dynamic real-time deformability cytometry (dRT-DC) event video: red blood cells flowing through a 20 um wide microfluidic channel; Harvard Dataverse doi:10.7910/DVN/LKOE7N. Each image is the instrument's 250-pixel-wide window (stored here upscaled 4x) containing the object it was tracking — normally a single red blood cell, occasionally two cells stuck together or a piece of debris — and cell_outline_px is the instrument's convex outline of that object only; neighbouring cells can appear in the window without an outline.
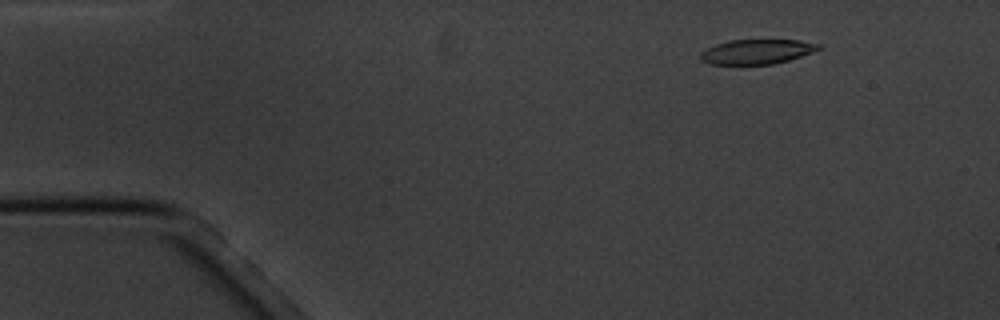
{"species": "common noctule bat (a hibernating species)", "species_latin": "Nyctalus noctula", "temperature_condition": "cold", "stored_images_in_passage": 16, "camera_frame_rate_fps": 3000, "um_per_image_px": 0.085, "animal": {"sex": "male", "body_mass_g": 20.1, "forearm_length_mm": 53.5}, "frame": {"image": 1, "passage_image": 2, "time_ms": 2.0, "image_size_px": [1000, 320], "cell_outline_px": [[820, 48], [812, 52], [788, 60], [772, 64], [712, 64], [700, 60], [700, 52], [716, 44], [728, 40], [800, 40], [820, 44]], "centroid_in_image_um": [64.3, 4.38], "position_along_channel_um": 20.7, "area_um2": 16.82}}
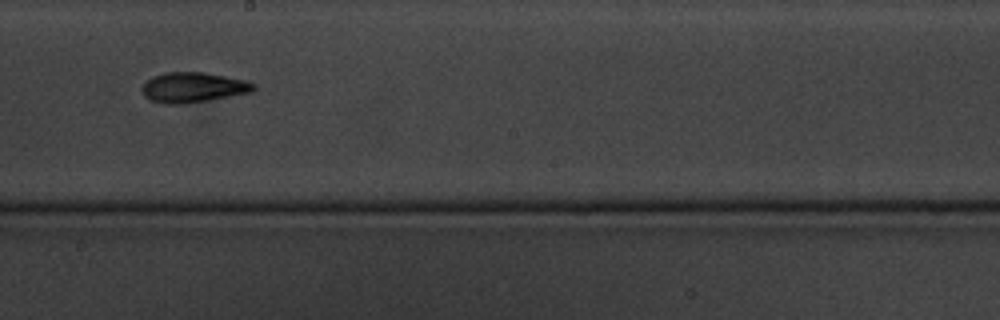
{"frame": {"image": 2, "passage_image": 9, "time_ms": 10.333, "image_size_px": [1000, 320], "cell_outline_px": [[256, 88], [252, 92], [180, 104], [168, 104], [148, 100], [144, 96], [140, 88], [152, 76], [164, 72], [204, 72], [248, 80], [256, 84]], "centroid_in_image_um": [16.4, 7.41], "position_along_channel_um": 231.8, "area_um2": 19.59}}
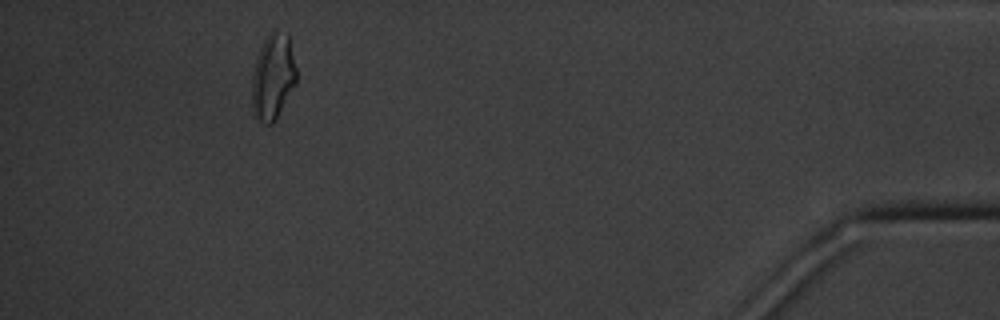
{"frame": {"image": 3, "passage_image": 15, "time_ms": 17.333, "image_size_px": [1000, 320], "cell_outline_px": [[296, 84], [276, 120], [272, 124], [268, 124], [260, 120], [252, 112], [252, 76], [256, 60], [260, 48], [264, 40], [272, 32], [288, 32], [296, 68]], "centroid_in_image_um": [23.21, 6.55], "position_along_channel_um": 412.0, "area_um2": 22.14}, "authors_computed_cell_mechanics": {"area_um2": 18.9006, "velocity_mm_per_s": 3.4436, "shape_relaxation_time_tau1_ms": 3.2838, "shape_relaxation_time_tau2_ms": 1.925, "deformation_change_tau1": 0.1273, "deformation_change_tau2": 0.0826}}